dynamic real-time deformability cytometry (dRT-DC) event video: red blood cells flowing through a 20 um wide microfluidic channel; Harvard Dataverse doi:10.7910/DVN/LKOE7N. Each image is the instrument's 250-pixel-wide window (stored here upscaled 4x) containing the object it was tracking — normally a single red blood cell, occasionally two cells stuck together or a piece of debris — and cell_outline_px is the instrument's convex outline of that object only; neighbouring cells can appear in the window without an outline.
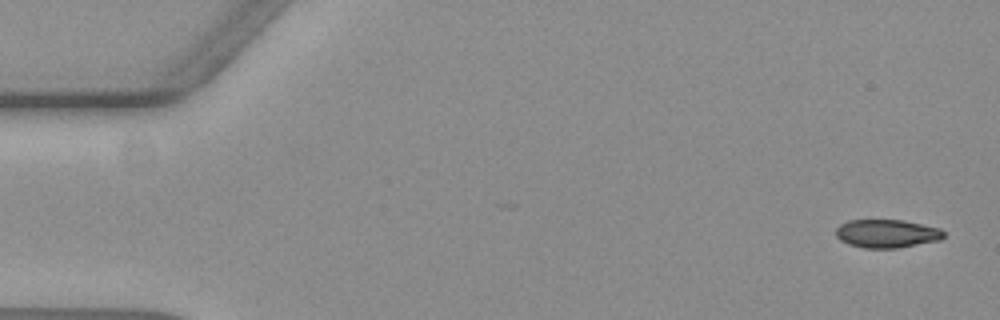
{"species": "common noctule bat (a hibernating species)", "species_latin": "Nyctalus noctula", "temperature_condition": "warm", "stored_images_in_passage": 58, "camera_frame_rate_fps": 3000, "um_per_image_px": 0.085, "animal": {"sex": "female", "body_mass_g": 19.3, "forearm_length_mm": 54.1}, "frame": {"image": 1, "passage_image": 2, "time_ms": 0.333, "image_size_px": [1000, 320], "cell_outline_px": [[944, 236], [940, 240], [896, 248], [864, 248], [848, 244], [840, 240], [836, 236], [836, 228], [840, 224], [848, 220], [900, 220], [940, 228], [944, 232]], "centroid_in_image_um": [75.35, 19.86], "position_along_channel_um": 9.7, "area_um2": 17.69}}
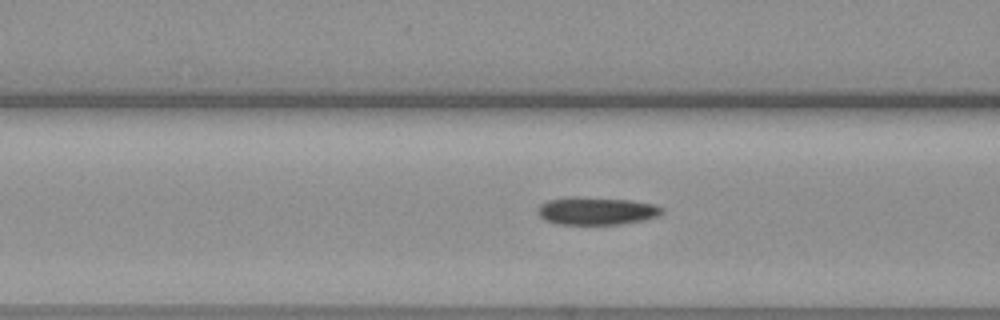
{"frame": {"image": 2, "passage_image": 22, "time_ms": 7.0, "image_size_px": [1000, 320], "cell_outline_px": [[664, 212], [656, 216], [640, 220], [620, 224], [556, 224], [544, 220], [536, 212], [536, 208], [540, 204], [548, 200], [572, 196], [576, 196], [628, 200], [656, 204], [664, 208]], "centroid_in_image_um": [50.65, 17.92], "position_along_channel_um": 116.0, "area_um2": 20.17}}
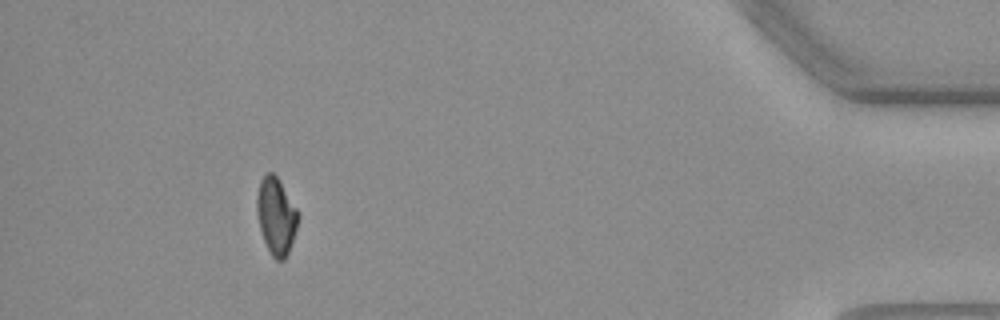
{"frame": {"image": 3, "passage_image": 52, "time_ms": 17.0, "image_size_px": [1000, 320], "cell_outline_px": [[300, 216], [288, 252], [284, 260], [276, 260], [272, 256], [264, 240], [260, 228], [256, 208], [256, 196], [260, 180], [268, 172], [272, 172], [276, 176], [300, 212]], "centroid_in_image_um": [23.48, 18.34], "position_along_channel_um": 411.7, "area_um2": 18.32}, "authors_computed_cell_mechanics": {"area_um2": 19.3052, "velocity_mm_per_s": 3.6034, "shape_relaxation_time_tau1_ms": 2.7737, "shape_relaxation_time_tau2_ms": 3.2007, "deformation_change_tau1": 0.1255, "deformation_change_tau2": 0.0776}}